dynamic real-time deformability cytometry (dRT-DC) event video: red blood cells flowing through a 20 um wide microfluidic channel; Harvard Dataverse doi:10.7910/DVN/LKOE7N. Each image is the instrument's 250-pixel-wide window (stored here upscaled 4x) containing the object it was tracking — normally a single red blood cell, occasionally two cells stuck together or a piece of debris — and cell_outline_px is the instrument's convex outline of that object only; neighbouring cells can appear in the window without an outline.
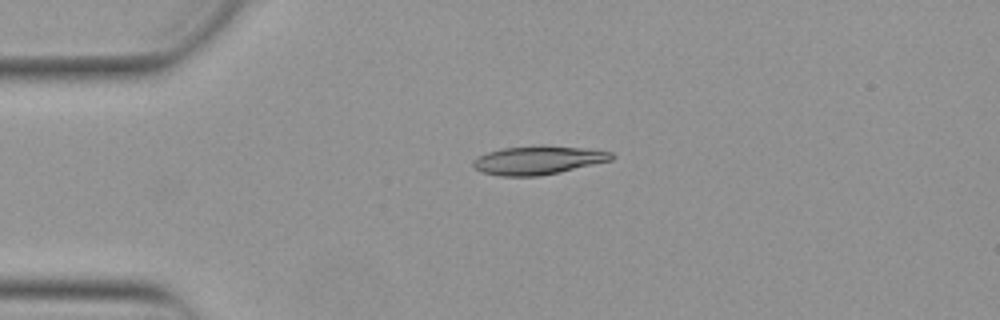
{"species": "Egyptian fruit bat (a non-hibernating species)", "species_latin": "Rousettus aegyptiacus", "temperature_condition": "warm", "stored_images_in_passage": 34, "camera_frame_rate_fps": 3000, "um_per_image_px": 0.085, "animal": {"sex": "female"}, "frame": {"image": 1, "passage_image": 1, "time_ms": 0.0, "image_size_px": [1000, 320], "cell_outline_px": [[616, 156], [612, 160], [560, 172], [540, 176], [500, 176], [480, 172], [472, 164], [472, 160], [488, 152], [500, 148], [580, 148], [612, 152]], "centroid_in_image_um": [45.71, 13.67], "position_along_channel_um": 39.3, "area_um2": 22.08}}
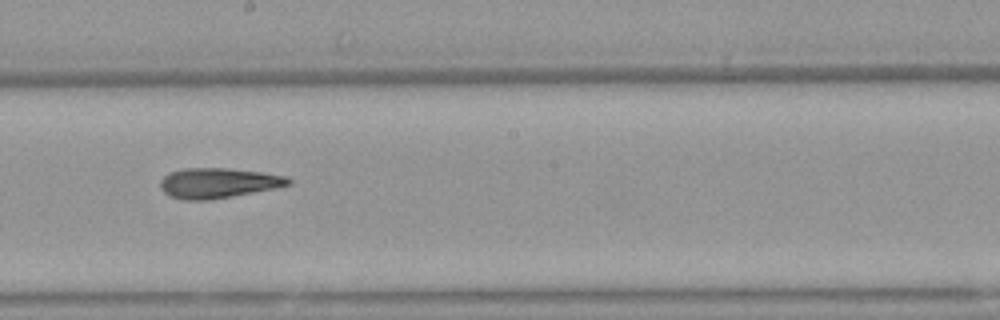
{"frame": {"image": 2, "passage_image": 18, "time_ms": 5.667, "image_size_px": [1000, 320], "cell_outline_px": [[292, 184], [252, 192], [208, 200], [184, 200], [168, 196], [160, 188], [160, 180], [168, 172], [184, 168], [228, 168], [264, 172], [284, 176], [292, 180]], "centroid_in_image_um": [18.48, 15.54], "position_along_channel_um": 229.7, "area_um2": 22.43}}
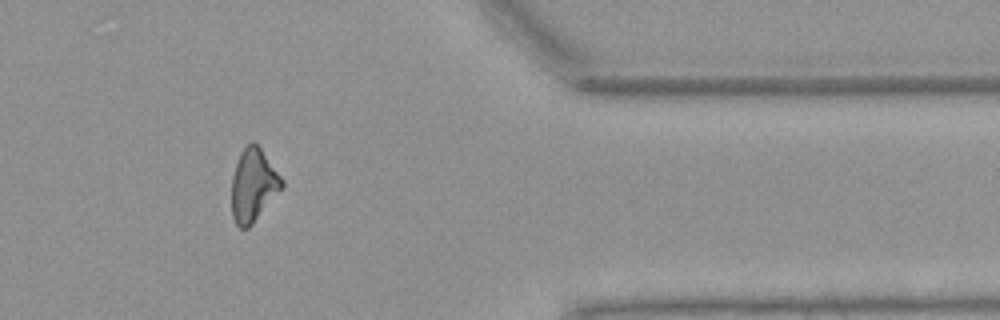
{"frame": {"image": 3, "passage_image": 32, "time_ms": 10.333, "image_size_px": [1000, 320], "cell_outline_px": [[284, 188], [252, 224], [248, 228], [240, 228], [236, 224], [232, 216], [232, 176], [240, 152], [252, 140], [260, 148], [284, 180]], "centroid_in_image_um": [21.55, 15.76], "position_along_channel_um": 389.9, "area_um2": 21.33}, "authors_computed_cell_mechanics": {"area_um2": 22.0796, "velocity_mm_per_s": 3.9129, "shape_relaxation_time_tau1_ms": null, "shape_relaxation_time_tau2_ms": 7.9962, "deformation_change_tau1": null, "deformation_change_tau2": 0.209}}